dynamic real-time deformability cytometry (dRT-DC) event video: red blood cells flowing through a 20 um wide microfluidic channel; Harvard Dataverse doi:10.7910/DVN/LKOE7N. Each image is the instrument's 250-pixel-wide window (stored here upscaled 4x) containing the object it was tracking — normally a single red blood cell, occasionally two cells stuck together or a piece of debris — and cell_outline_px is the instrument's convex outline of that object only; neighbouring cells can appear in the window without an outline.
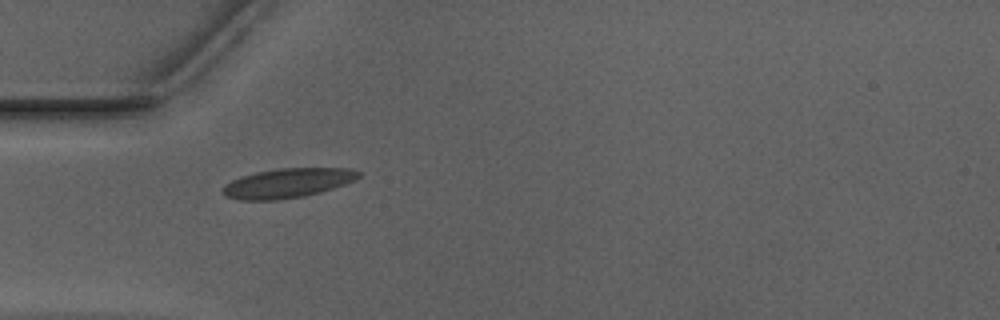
{"species": "Egyptian fruit bat (a non-hibernating species)", "species_latin": "Rousettus aegyptiacus", "temperature_condition": "warm", "stored_images_in_passage": 7, "camera_frame_rate_fps": 3000, "um_per_image_px": 0.085, "animal": {"sex": "male"}, "frame": {"image": 1, "passage_image": 1, "time_ms": 0.0, "image_size_px": [1000, 320], "cell_outline_px": [[360, 176], [344, 184], [320, 192], [304, 196], [272, 200], [240, 200], [224, 196], [220, 192], [220, 188], [224, 184], [240, 176], [256, 172], [280, 168], [348, 168], [360, 172]], "centroid_in_image_um": [24.35, 15.56], "position_along_channel_um": 60.6, "area_um2": 23.29}}
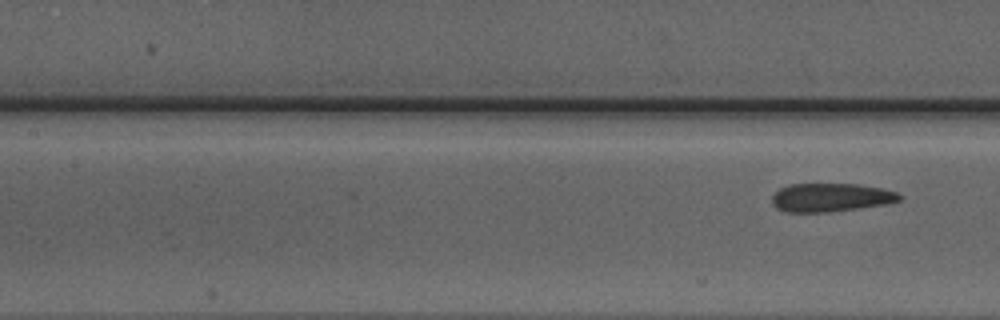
{"frame": {"image": 2, "passage_image": 7, "time_ms": 2.0, "image_size_px": [1000, 320], "cell_outline_px": [[904, 196], [900, 200], [888, 204], [860, 208], [828, 212], [784, 212], [776, 208], [772, 204], [772, 196], [780, 188], [788, 184], [856, 184], [880, 188], [896, 192]], "centroid_in_image_um": [70.61, 16.79], "position_along_channel_um": 136.8, "area_um2": 21.27}}